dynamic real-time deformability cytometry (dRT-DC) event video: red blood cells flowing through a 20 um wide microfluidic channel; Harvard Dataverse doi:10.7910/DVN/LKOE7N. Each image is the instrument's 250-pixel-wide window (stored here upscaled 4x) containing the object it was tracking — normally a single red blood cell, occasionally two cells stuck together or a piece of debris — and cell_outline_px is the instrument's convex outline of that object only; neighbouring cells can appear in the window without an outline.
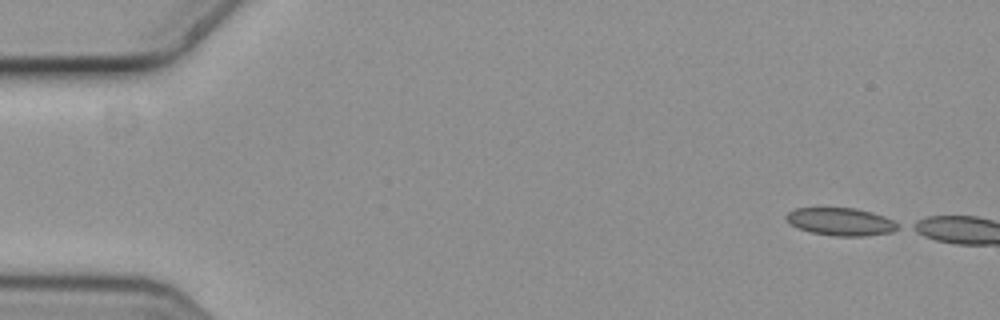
{"species": "common noctule bat (a hibernating species)", "species_latin": "Nyctalus noctula", "temperature_condition": "cold", "stored_images_in_passage": 2, "camera_frame_rate_fps": 3000, "um_per_image_px": 0.085, "animal": {"sex": "female", "body_mass_g": 19.3, "forearm_length_mm": 54.1}, "frame": {"image": 1, "passage_image": 1, "time_ms": 0.0, "image_size_px": [1000, 320], "cell_outline_px": [[900, 228], [892, 232], [864, 236], [832, 236], [812, 232], [796, 228], [788, 224], [784, 216], [788, 212], [796, 208], [856, 208], [872, 212], [884, 216], [900, 224]], "centroid_in_image_um": [71.45, 18.85], "position_along_channel_um": 13.6, "area_um2": 18.26}}